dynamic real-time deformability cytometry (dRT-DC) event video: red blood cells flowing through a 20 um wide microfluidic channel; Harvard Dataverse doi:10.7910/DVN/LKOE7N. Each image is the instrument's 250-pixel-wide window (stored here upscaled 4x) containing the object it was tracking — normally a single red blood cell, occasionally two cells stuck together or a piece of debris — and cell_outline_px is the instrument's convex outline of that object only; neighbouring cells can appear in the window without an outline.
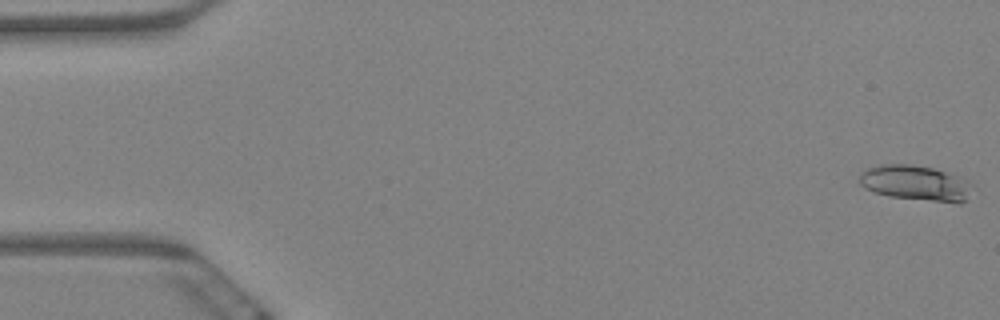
{"species": "Egyptian fruit bat (a non-hibernating species)", "species_latin": "Rousettus aegyptiacus", "temperature_condition": "warm", "stored_images_in_passage": 7, "camera_frame_rate_fps": 3000, "um_per_image_px": 0.085, "animal": {"sex": "female"}, "frame": {"image": 1, "passage_image": 1, "time_ms": 0.0, "image_size_px": [1000, 320], "cell_outline_px": [[972, 184], [964, 200], [960, 204], [956, 204], [888, 196], [864, 188], [860, 184], [860, 172], [868, 168], [880, 164], [912, 164], [932, 168], [960, 176]], "centroid_in_image_um": [77.81, 15.56], "position_along_channel_um": 7.2, "area_um2": 23.24}}
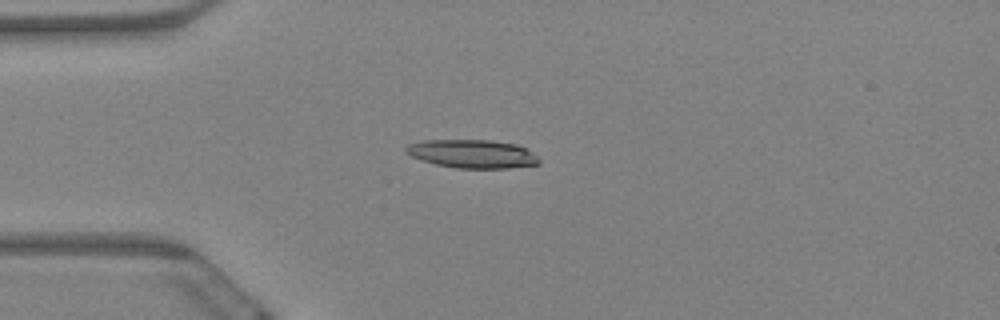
{"frame": {"image": 2, "passage_image": 5, "time_ms": 1.333, "image_size_px": [1000, 320], "cell_outline_px": [[540, 164], [508, 168], [456, 168], [436, 164], [420, 160], [404, 152], [404, 148], [408, 144], [424, 140], [492, 140], [516, 144], [524, 148], [536, 156], [540, 160]], "centroid_in_image_um": [40.11, 13.07], "position_along_channel_um": 44.9, "area_um2": 22.02}}
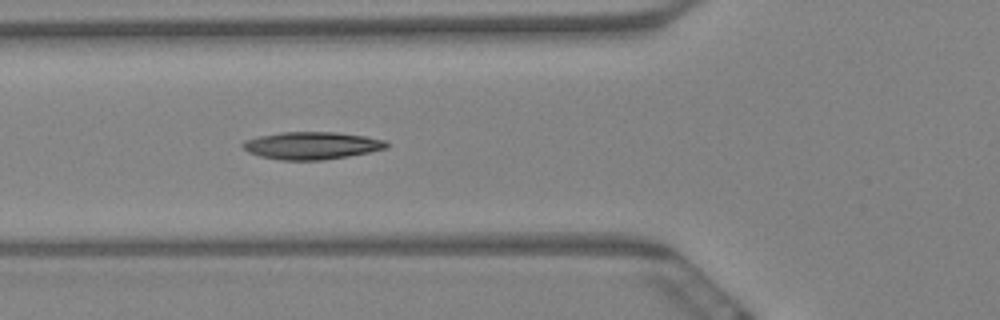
{"frame": {"image": 3, "passage_image": 7, "time_ms": 2.0, "image_size_px": [1000, 320], "cell_outline_px": [[388, 148], [348, 156], [324, 160], [280, 160], [260, 156], [248, 152], [240, 144], [244, 140], [260, 136], [280, 132], [336, 132], [364, 136], [384, 140], [388, 144]], "centroid_in_image_um": [26.47, 12.37], "position_along_channel_um": 99.3, "area_um2": 22.95}}